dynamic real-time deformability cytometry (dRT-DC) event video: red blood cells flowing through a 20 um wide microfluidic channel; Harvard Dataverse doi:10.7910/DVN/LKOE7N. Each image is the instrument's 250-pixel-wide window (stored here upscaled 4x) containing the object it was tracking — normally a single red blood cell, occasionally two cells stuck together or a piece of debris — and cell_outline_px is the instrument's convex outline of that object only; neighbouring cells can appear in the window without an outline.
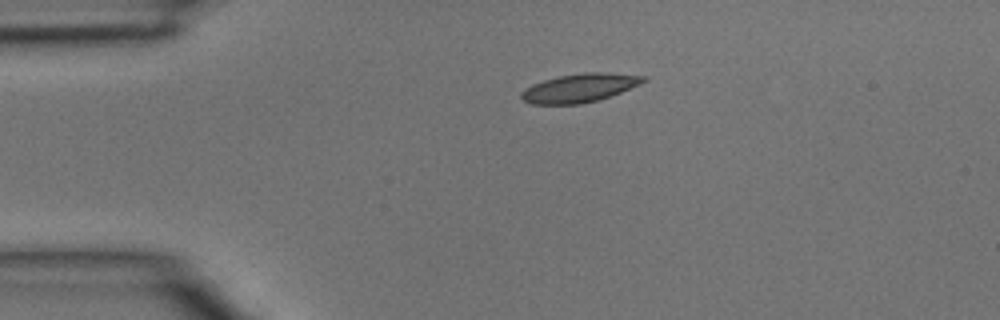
{"species": "common noctule bat (a hibernating species)", "species_latin": "Nyctalus noctula", "temperature_condition": "room temperature", "stored_images_in_passage": 3, "camera_frame_rate_fps": 3000, "um_per_image_px": 0.085, "animal": {"sex": "male", "body_mass_g": 15.6}, "frame": {"image": 1, "passage_image": 1, "time_ms": 0.0, "image_size_px": [1000, 320], "cell_outline_px": [[648, 80], [640, 84], [620, 92], [596, 100], [580, 104], [532, 104], [524, 100], [520, 96], [520, 92], [524, 88], [532, 84], [544, 80], [560, 76], [584, 72], [604, 72], [644, 76]], "centroid_in_image_um": [49.23, 7.47], "position_along_channel_um": 35.8, "area_um2": 20.11}}